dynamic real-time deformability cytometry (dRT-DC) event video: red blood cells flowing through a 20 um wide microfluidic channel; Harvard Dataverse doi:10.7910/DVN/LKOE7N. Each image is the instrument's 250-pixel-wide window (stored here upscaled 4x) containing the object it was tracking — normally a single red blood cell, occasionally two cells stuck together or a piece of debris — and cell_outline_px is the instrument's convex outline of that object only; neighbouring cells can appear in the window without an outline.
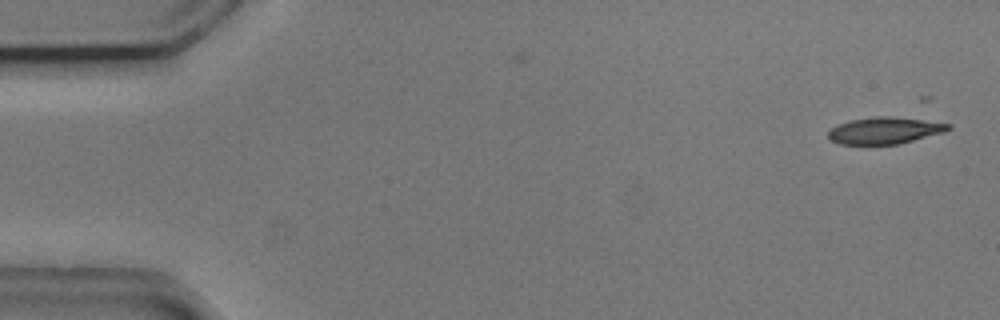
{"species": "common noctule bat (a hibernating species)", "species_latin": "Nyctalus noctula", "temperature_condition": "cold", "stored_images_in_passage": 23, "camera_frame_rate_fps": 3000, "um_per_image_px": 0.085, "animal": {"sex": "male", "body_mass_g": 20.5, "forearm_length_mm": 52.5}, "frame": {"image": 1, "passage_image": 1, "time_ms": 0.0, "image_size_px": [1000, 320], "cell_outline_px": [[952, 128], [944, 132], [900, 144], [840, 144], [828, 140], [828, 132], [836, 124], [852, 120], [876, 116], [892, 116], [952, 124]], "centroid_in_image_um": [75.19, 11.1], "position_along_channel_um": 9.8, "area_um2": 18.73}}
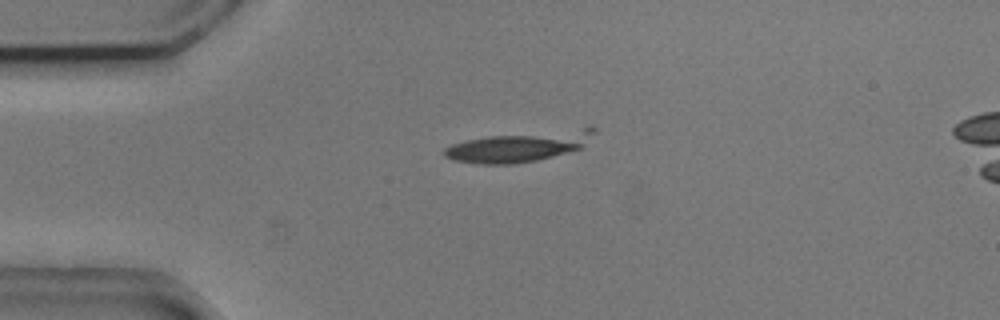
{"frame": {"image": 2, "passage_image": 12, "time_ms": 3.667, "image_size_px": [1000, 320], "cell_outline_px": [[596, 132], [580, 148], [552, 156], [536, 160], [512, 164], [480, 164], [452, 160], [444, 156], [444, 148], [452, 144], [468, 140], [488, 136], [584, 128], [596, 128]], "centroid_in_image_um": [44.06, 12.46], "position_along_channel_um": 40.9, "area_um2": 25.66}}
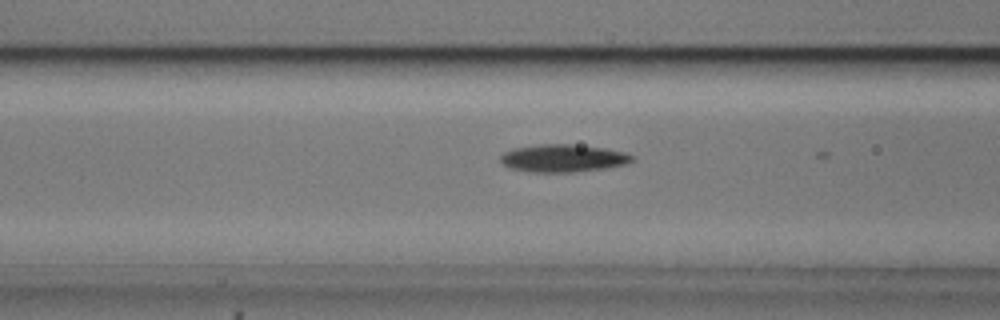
{"frame": {"image": 3, "passage_image": 20, "time_ms": 6.333, "image_size_px": [1000, 320], "cell_outline_px": [[636, 156], [628, 164], [604, 168], [572, 172], [532, 172], [512, 168], [504, 164], [500, 160], [500, 156], [504, 152], [512, 148], [540, 144], [572, 144], [604, 148], [624, 152]], "centroid_in_image_um": [47.87, 13.44], "position_along_channel_um": 118.7, "area_um2": 21.15}}